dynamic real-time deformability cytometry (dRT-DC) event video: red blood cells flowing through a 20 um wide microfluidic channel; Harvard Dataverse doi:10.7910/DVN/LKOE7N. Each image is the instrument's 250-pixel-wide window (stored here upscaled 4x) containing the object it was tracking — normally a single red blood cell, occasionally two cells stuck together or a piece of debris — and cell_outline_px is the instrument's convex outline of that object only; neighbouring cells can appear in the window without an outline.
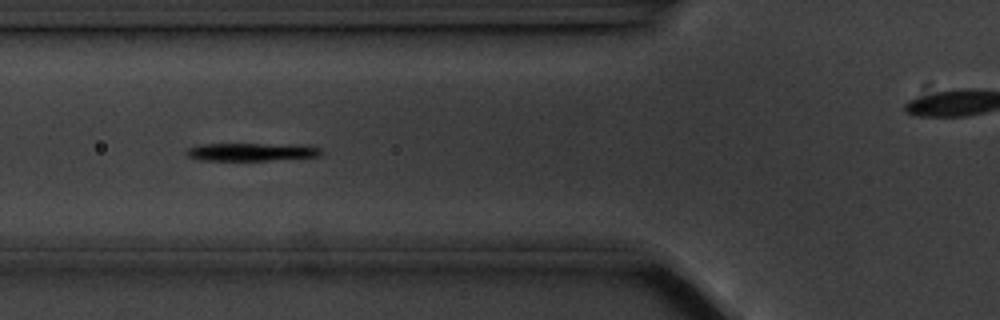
{"species": "common noctule bat (a hibernating species)", "species_latin": "Nyctalus noctula", "temperature_condition": "cold", "stored_images_in_passage": 57, "camera_frame_rate_fps": 3000, "um_per_image_px": 0.085, "animal": {"sex": "male", "body_mass_g": 20.1, "forearm_length_mm": 53.5}, "frame": {"image": 1, "passage_image": 20, "time_ms": 6.333, "image_size_px": [1000, 320], "cell_outline_px": [[324, 152], [320, 156], [268, 160], [200, 160], [188, 156], [184, 152], [188, 148], [200, 144], [264, 144], [320, 148]], "centroid_in_image_um": [21.26, 12.92], "position_along_channel_um": 104.5, "area_um2": 13.58}}
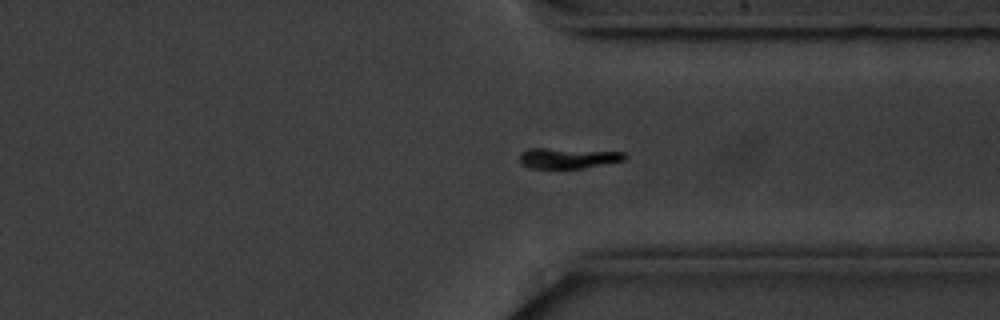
{"frame": {"image": 2, "passage_image": 42, "time_ms": 13.667, "image_size_px": [1000, 320], "cell_outline_px": [[628, 156], [624, 160], [580, 168], [528, 168], [520, 160], [520, 152], [528, 148], [544, 148], [624, 152]], "centroid_in_image_um": [48.25, 13.43], "position_along_channel_um": 363.1, "area_um2": 12.37}}
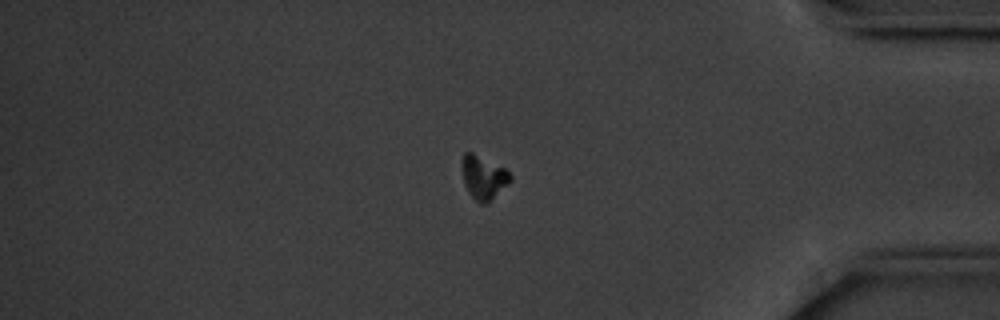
{"frame": {"image": 3, "passage_image": 47, "time_ms": 15.333, "image_size_px": [1000, 320], "cell_outline_px": [[512, 180], [488, 204], [480, 204], [468, 192], [464, 184], [464, 152], [472, 152], [504, 168], [512, 176]], "centroid_in_image_um": [41.14, 15.13], "position_along_channel_um": 394.1, "area_um2": 11.96}}